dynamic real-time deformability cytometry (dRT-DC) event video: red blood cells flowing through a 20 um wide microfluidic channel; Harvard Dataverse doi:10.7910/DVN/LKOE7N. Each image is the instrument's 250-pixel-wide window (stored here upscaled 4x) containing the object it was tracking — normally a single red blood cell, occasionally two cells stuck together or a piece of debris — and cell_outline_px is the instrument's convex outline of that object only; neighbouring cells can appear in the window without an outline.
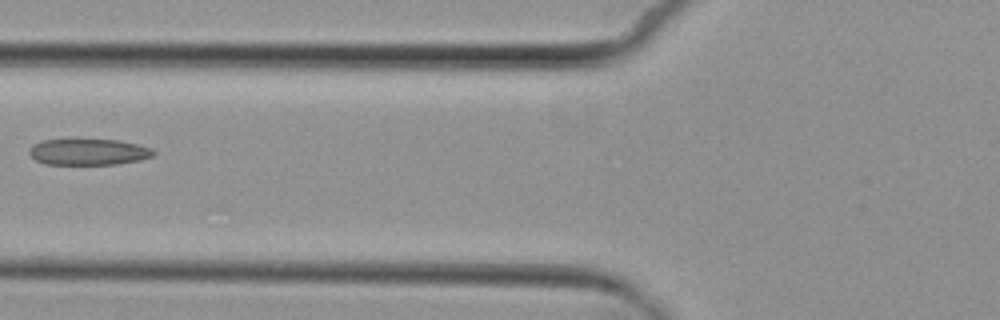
{"species": "common noctule bat (a hibernating species)", "species_latin": "Nyctalus noctula", "temperature_condition": "cold", "stored_images_in_passage": 5, "camera_frame_rate_fps": 3000, "um_per_image_px": 0.085, "animal": {"sex": "female", "body_mass_g": 29.2, "forearm_length_mm": 56.3}, "frame": {"image": 1, "passage_image": 4, "time_ms": 3.667, "image_size_px": [1000, 320], "cell_outline_px": [[156, 156], [140, 160], [116, 164], [44, 164], [36, 160], [28, 152], [28, 148], [32, 144], [44, 140], [116, 140], [136, 144], [152, 148], [156, 152]], "centroid_in_image_um": [7.53, 12.92], "position_along_channel_um": 118.3, "area_um2": 18.96}}
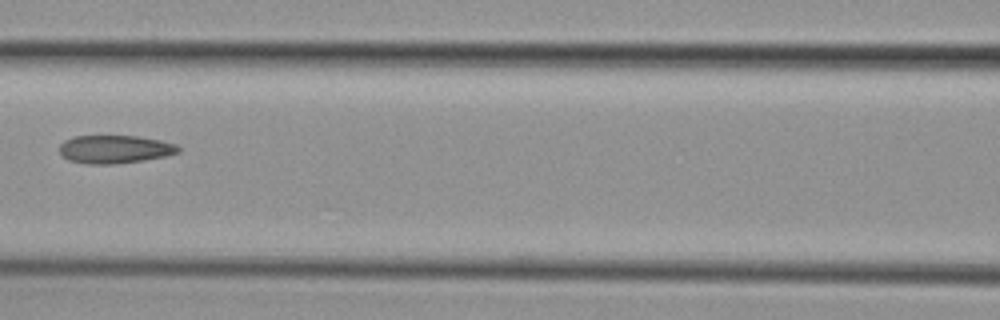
{"frame": {"image": 2, "passage_image": 5, "time_ms": 4.667, "image_size_px": [1000, 320], "cell_outline_px": [[180, 152], [164, 156], [144, 160], [112, 164], [88, 164], [68, 160], [60, 152], [60, 144], [64, 140], [72, 136], [140, 136], [160, 140], [176, 144], [180, 148]], "centroid_in_image_um": [9.75, 12.68], "position_along_channel_um": 156.8, "area_um2": 19.48}}